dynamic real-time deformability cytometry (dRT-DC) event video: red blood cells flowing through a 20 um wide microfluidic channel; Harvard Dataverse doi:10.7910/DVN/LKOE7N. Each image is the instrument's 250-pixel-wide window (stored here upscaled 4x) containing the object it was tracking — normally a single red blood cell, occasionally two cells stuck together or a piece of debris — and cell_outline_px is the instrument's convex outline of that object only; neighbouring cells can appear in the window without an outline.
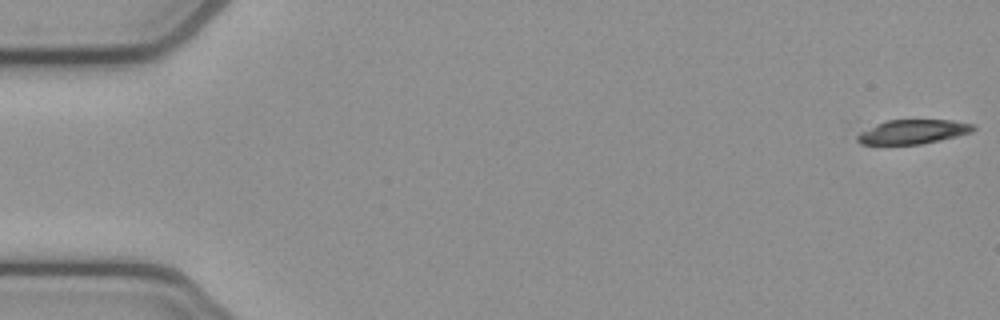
{"species": "common noctule bat (a hibernating species)", "species_latin": "Nyctalus noctula", "temperature_condition": "cold", "stored_images_in_passage": 3, "camera_frame_rate_fps": 3000, "um_per_image_px": 0.085, "animal": {"sex": "female", "body_mass_g": 21.9}, "frame": {"image": 1, "passage_image": 1, "time_ms": 0.0, "image_size_px": [1000, 320], "cell_outline_px": [[976, 128], [972, 132], [940, 140], [920, 144], [860, 144], [852, 140], [852, 120], [856, 116], [952, 120], [976, 124]], "centroid_in_image_um": [76.99, 11.07], "position_along_channel_um": 8.0, "area_um2": 19.94}}